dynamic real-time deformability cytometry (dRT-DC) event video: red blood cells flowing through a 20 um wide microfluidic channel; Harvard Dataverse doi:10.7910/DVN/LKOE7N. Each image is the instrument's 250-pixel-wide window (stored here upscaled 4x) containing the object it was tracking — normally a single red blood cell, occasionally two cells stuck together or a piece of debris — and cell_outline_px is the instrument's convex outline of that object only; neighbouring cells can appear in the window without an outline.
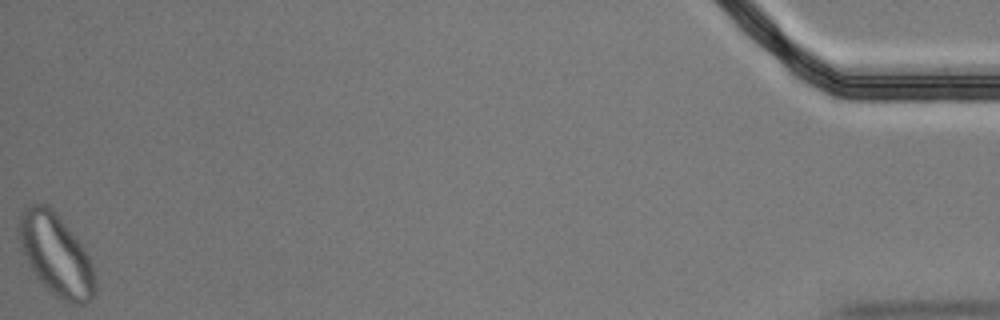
{"species": "Egyptian fruit bat (a non-hibernating species)", "species_latin": "Rousettus aegyptiacus", "temperature_condition": "cold", "stored_images_in_passage": 57, "segment_of_instrument_passage": [2, 2], "camera_frame_rate_fps": 3000, "um_per_image_px": 0.085, "animal": {"sex": "male"}, "frame": {"image": 1, "passage_image": 57, "time_ms": 18.667, "image_size_px": [1000, 320], "cell_outline_px": [[96, 296], [84, 304], [68, 304], [60, 300], [36, 276], [24, 256], [20, 244], [20, 216], [24, 208], [28, 204], [44, 204], [56, 212], [80, 244], [88, 256], [92, 264], [96, 280]], "centroid_in_image_um": [4.79, 21.7], "position_along_channel_um": 430.4, "area_um2": 35.78}}